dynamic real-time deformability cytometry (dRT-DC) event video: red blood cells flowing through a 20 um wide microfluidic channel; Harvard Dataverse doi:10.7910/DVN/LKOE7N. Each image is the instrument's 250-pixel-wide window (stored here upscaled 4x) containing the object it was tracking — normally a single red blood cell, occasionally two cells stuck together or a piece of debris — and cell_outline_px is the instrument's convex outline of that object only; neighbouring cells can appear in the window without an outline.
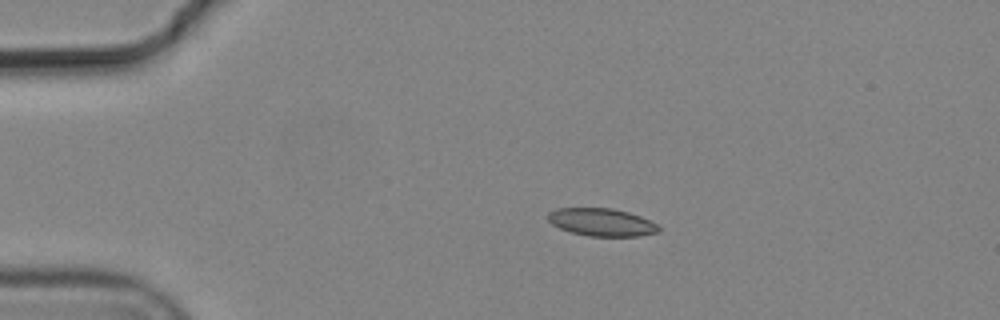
{"species": "common noctule bat (a hibernating species)", "species_latin": "Nyctalus noctula", "temperature_condition": "cold", "stored_images_in_passage": 9, "camera_frame_rate_fps": 3000, "um_per_image_px": 0.085, "animal": {"sex": "male", "body_mass_g": 19.2, "forearm_length_mm": 51.8}, "frame": {"image": 1, "passage_image": 2, "time_ms": 0.333, "image_size_px": [1000, 320], "cell_outline_px": [[660, 232], [640, 236], [588, 236], [572, 232], [560, 228], [552, 224], [548, 220], [548, 212], [556, 208], [612, 208], [628, 212], [640, 216], [656, 224], [660, 228]], "centroid_in_image_um": [51.14, 18.89], "position_along_channel_um": 33.9, "area_um2": 17.86}}
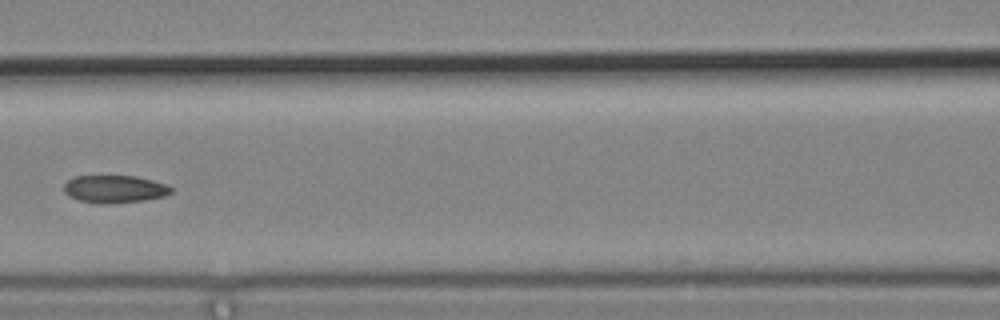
{"frame": {"image": 2, "passage_image": 6, "time_ms": 1.667, "image_size_px": [1000, 320], "cell_outline_px": [[172, 192], [164, 196], [144, 200], [108, 204], [80, 200], [68, 196], [64, 192], [64, 184], [68, 180], [76, 176], [136, 176], [168, 184], [172, 188]], "centroid_in_image_um": [9.76, 16.06], "position_along_channel_um": 156.8, "area_um2": 17.17}}
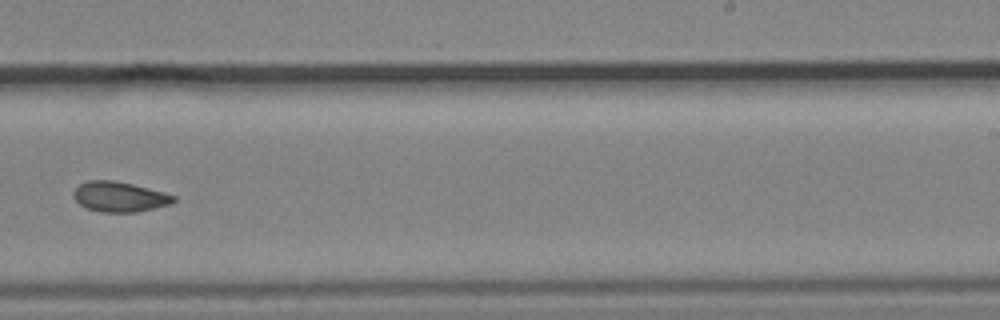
{"frame": {"image": 3, "passage_image": 9, "time_ms": 2.667, "image_size_px": [1000, 320], "cell_outline_px": [[176, 200], [172, 204], [136, 212], [100, 212], [88, 208], [80, 204], [72, 196], [72, 192], [80, 184], [88, 180], [112, 180], [132, 184], [164, 192], [176, 196]], "centroid_in_image_um": [10.17, 16.72], "position_along_channel_um": 278.8, "area_um2": 17.57}}